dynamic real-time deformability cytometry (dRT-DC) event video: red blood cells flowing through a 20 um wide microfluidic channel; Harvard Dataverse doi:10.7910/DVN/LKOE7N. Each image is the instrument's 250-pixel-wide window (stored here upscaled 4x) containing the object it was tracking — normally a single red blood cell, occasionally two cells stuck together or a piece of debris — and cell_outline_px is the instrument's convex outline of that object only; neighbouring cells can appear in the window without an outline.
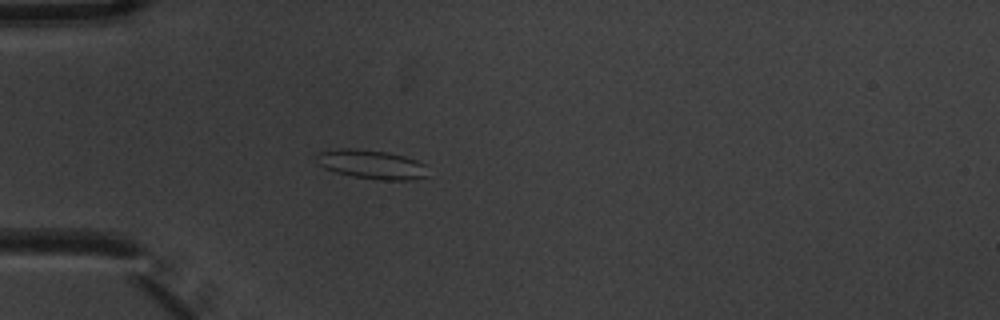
{"species": "common noctule bat (a hibernating species)", "species_latin": "Nyctalus noctula", "temperature_condition": "warm", "stored_images_in_passage": 4, "camera_frame_rate_fps": 3000, "um_per_image_px": 0.085, "animal": {"sex": "male", "body_mass_g": 20.1, "forearm_length_mm": 53.5}, "frame": {"image": 1, "passage_image": 4, "time_ms": 1.0, "image_size_px": [1000, 320], "cell_outline_px": [[428, 176], [412, 180], [376, 180], [352, 176], [336, 172], [324, 168], [316, 160], [316, 152], [340, 148], [356, 148], [388, 152], [404, 156], [416, 160], [424, 164]], "centroid_in_image_um": [31.57, 13.97], "position_along_channel_um": 53.4, "area_um2": 19.02}}